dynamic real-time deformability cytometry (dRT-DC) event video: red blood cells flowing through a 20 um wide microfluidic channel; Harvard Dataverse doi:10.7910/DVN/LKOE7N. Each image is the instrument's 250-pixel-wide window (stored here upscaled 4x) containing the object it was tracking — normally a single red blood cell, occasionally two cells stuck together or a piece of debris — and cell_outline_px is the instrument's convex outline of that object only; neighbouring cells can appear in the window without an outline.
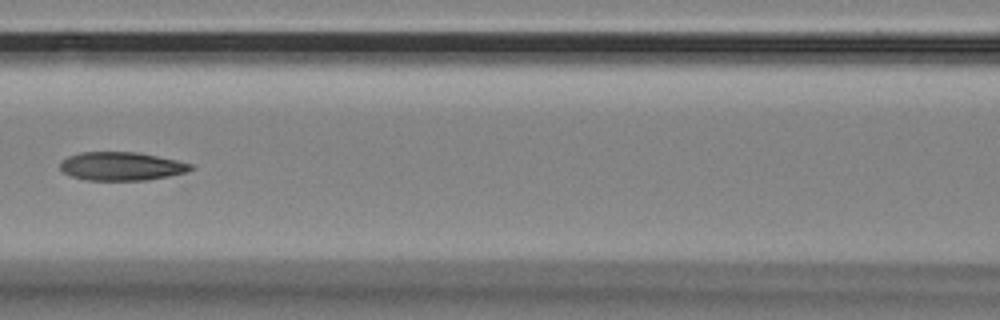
{"species": "Egyptian fruit bat (a non-hibernating species)", "species_latin": "Rousettus aegyptiacus", "temperature_condition": "room temperature", "stored_images_in_passage": 14, "camera_frame_rate_fps": 3000, "um_per_image_px": 0.085, "animal": {"sex": "female"}, "frame": {"image": 1, "passage_image": 6, "time_ms": 1.667, "image_size_px": [1000, 320], "cell_outline_px": [[196, 168], [184, 172], [168, 176], [148, 180], [84, 180], [72, 176], [64, 172], [60, 168], [60, 164], [68, 156], [80, 152], [136, 152], [176, 160], [192, 164]], "centroid_in_image_um": [10.32, 14.13], "position_along_channel_um": 156.3, "area_um2": 21.5}}
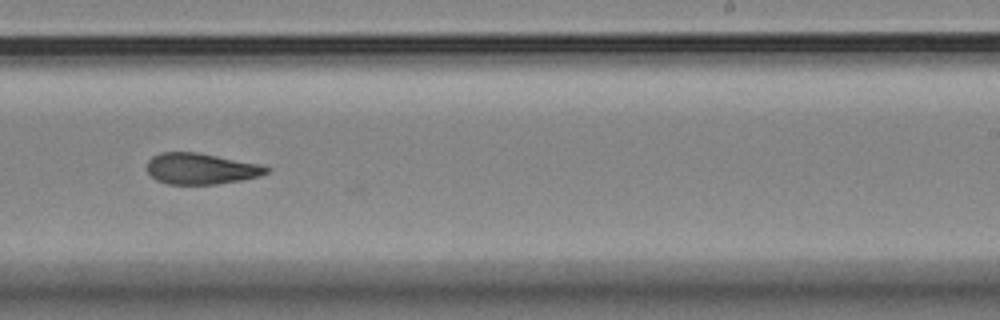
{"frame": {"image": 2, "passage_image": 9, "time_ms": 2.667, "image_size_px": [1000, 320], "cell_outline_px": [[272, 168], [268, 172], [260, 176], [240, 180], [216, 184], [168, 184], [156, 180], [148, 172], [148, 160], [152, 156], [160, 152], [196, 152], [260, 164]], "centroid_in_image_um": [17.08, 14.33], "position_along_channel_um": 271.9, "area_um2": 21.56}}
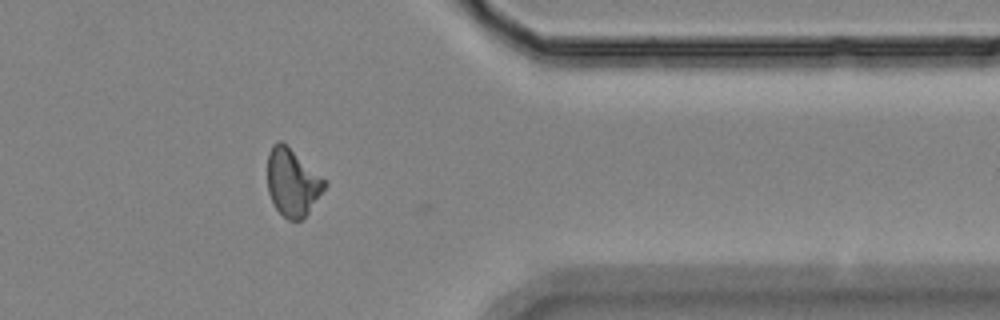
{"frame": {"image": 3, "passage_image": 12, "time_ms": 3.667, "image_size_px": [1000, 320], "cell_outline_px": [[328, 184], [308, 212], [300, 220], [288, 220], [276, 208], [268, 192], [268, 152], [272, 144], [280, 140], [328, 180]], "centroid_in_image_um": [24.87, 15.49], "position_along_channel_um": 386.5, "area_um2": 22.31}}